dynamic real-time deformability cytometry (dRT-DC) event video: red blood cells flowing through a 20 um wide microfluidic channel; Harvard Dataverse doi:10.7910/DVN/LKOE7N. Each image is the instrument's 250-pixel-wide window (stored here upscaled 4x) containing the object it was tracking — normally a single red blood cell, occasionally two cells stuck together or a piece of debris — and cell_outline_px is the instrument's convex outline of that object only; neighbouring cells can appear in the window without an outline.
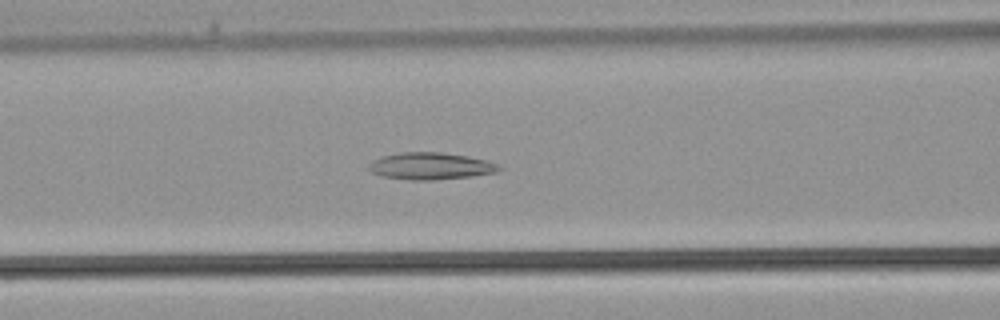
{"species": "common noctule bat (a hibernating species)", "species_latin": "Nyctalus noctula", "temperature_condition": "warm", "stored_images_in_passage": 33, "camera_frame_rate_fps": 3000, "um_per_image_px": 0.085, "animal": {"sex": "male", "body_mass_g": 21.5, "forearm_length_mm": 52.0}, "frame": {"image": 1, "passage_image": 10, "time_ms": 3.0, "image_size_px": [1000, 320], "cell_outline_px": [[504, 168], [496, 172], [472, 176], [436, 180], [412, 180], [380, 176], [372, 172], [368, 168], [368, 164], [372, 160], [380, 156], [400, 152], [440, 152], [468, 156], [488, 160], [500, 164]], "centroid_in_image_um": [36.61, 14.11], "position_along_channel_um": 130.0, "area_um2": 20.81}}
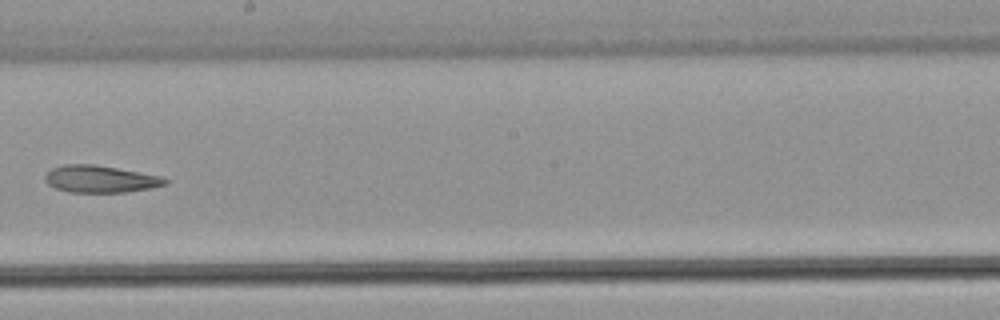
{"frame": {"image": 2, "passage_image": 16, "time_ms": 5.0, "image_size_px": [1000, 320], "cell_outline_px": [[168, 184], [152, 188], [124, 192], [68, 192], [56, 188], [48, 184], [44, 180], [44, 176], [52, 168], [64, 164], [92, 164], [116, 168], [160, 176], [168, 180]], "centroid_in_image_um": [8.51, 15.22], "position_along_channel_um": 239.7, "area_um2": 18.84}}
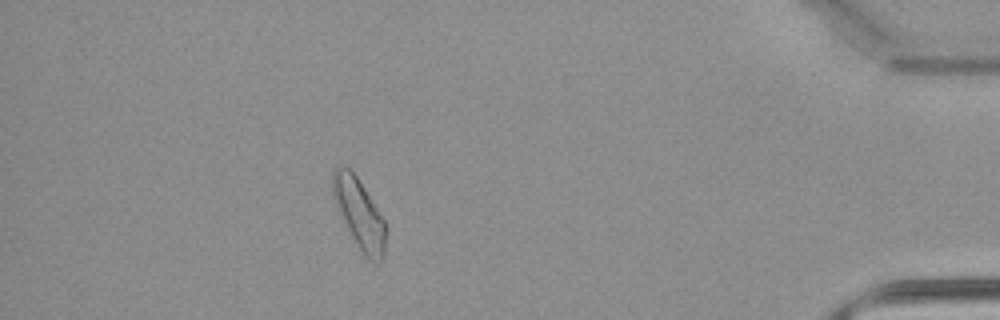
{"frame": {"image": 3, "passage_image": 28, "time_ms": 9.0, "image_size_px": [1000, 320], "cell_outline_px": [[384, 256], [376, 264], [372, 264], [364, 256], [356, 244], [332, 196], [332, 172], [336, 168], [348, 168], [356, 176], [364, 188], [384, 220]], "centroid_in_image_um": [30.53, 18.2], "position_along_channel_um": 404.7, "area_um2": 20.87}}